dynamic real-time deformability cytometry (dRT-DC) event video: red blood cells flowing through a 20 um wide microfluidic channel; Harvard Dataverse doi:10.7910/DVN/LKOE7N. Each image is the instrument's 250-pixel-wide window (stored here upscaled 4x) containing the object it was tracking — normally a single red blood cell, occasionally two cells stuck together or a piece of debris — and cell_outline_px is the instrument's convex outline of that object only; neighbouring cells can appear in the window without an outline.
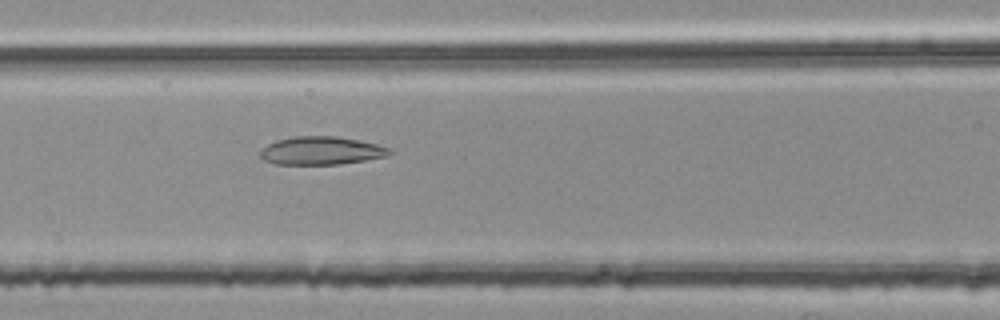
{"species": "common noctule bat (a hibernating species)", "species_latin": "Nyctalus noctula", "temperature_condition": "room temperature", "stored_images_in_passage": 49, "camera_frame_rate_fps": 3000, "um_per_image_px": 0.085, "animal": {"sex": "female", "body_mass_g": 25.1}, "frame": {"image": 1, "passage_image": 23, "time_ms": 7.333, "image_size_px": [1000, 320], "cell_outline_px": [[396, 152], [384, 156], [364, 160], [340, 164], [276, 164], [264, 160], [260, 156], [260, 148], [276, 140], [296, 136], [336, 136], [360, 140], [392, 148]], "centroid_in_image_um": [27.31, 12.8], "position_along_channel_um": 139.3, "area_um2": 21.27}}
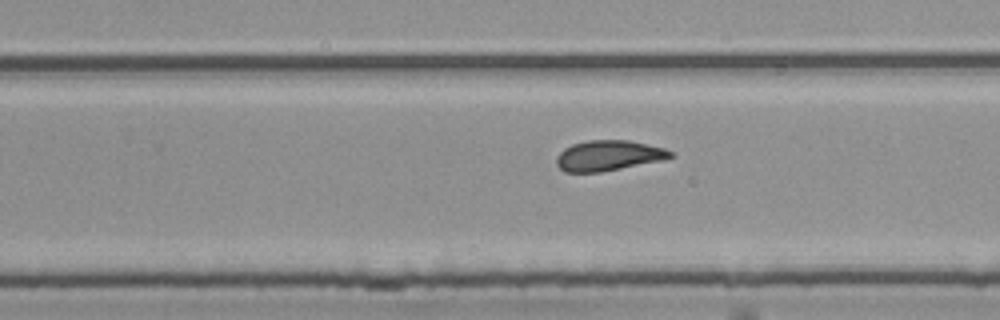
{"frame": {"image": 2, "passage_image": 34, "time_ms": 11.0, "image_size_px": [1000, 320], "cell_outline_px": [[676, 156], [664, 160], [600, 172], [564, 172], [556, 164], [556, 156], [564, 148], [572, 144], [588, 140], [628, 140], [664, 148], [672, 152]], "centroid_in_image_um": [51.72, 13.22], "position_along_channel_um": 278.1, "area_um2": 20.23}}
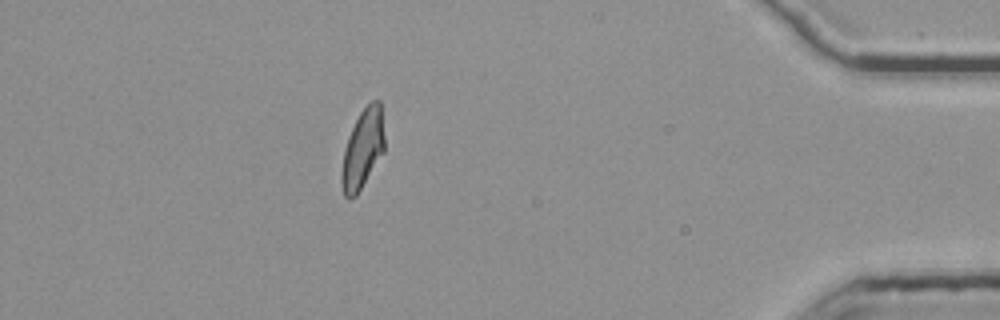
{"frame": {"image": 3, "passage_image": 48, "time_ms": 15.667, "image_size_px": [1000, 320], "cell_outline_px": [[384, 152], [356, 196], [348, 200], [344, 196], [340, 180], [340, 176], [344, 148], [348, 136], [360, 112], [372, 100], [380, 100], [384, 136]], "centroid_in_image_um": [30.81, 12.69], "position_along_channel_um": 404.4, "area_um2": 19.88}}